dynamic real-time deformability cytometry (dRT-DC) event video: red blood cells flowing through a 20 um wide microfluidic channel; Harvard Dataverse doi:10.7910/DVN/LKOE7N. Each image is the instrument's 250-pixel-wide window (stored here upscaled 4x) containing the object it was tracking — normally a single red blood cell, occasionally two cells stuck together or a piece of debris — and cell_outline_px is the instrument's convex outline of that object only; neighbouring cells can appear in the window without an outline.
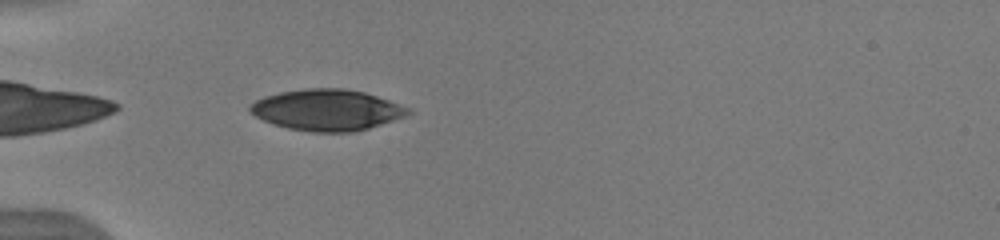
{"species": "human", "species_latin": "Homo sapiens", "temperature_condition": "warm", "stored_images_in_passage": 37, "camera_frame_rate_fps": 3000, "um_per_image_px": 0.085, "donor": {"sex": "male"}, "frame": {"image": 1, "passage_image": 2, "time_ms": 0.333, "image_size_px": [1000, 240], "cell_outline_px": [[412, 112], [404, 116], [356, 132], [308, 132], [288, 128], [272, 124], [248, 112], [248, 104], [264, 96], [280, 92], [304, 88], [344, 88], [364, 92], [388, 100], [408, 108]], "centroid_in_image_um": [27.72, 9.34], "position_along_channel_um": 57.3, "area_um2": 37.86}}
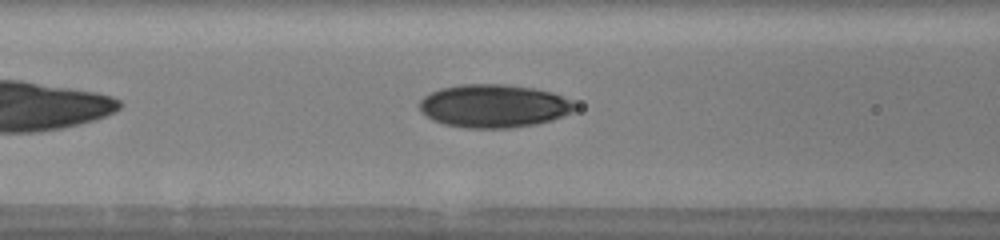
{"frame": {"image": 2, "passage_image": 8, "time_ms": 2.333, "image_size_px": [1000, 240], "cell_outline_px": [[576, 108], [572, 112], [552, 120], [536, 124], [508, 128], [464, 128], [444, 124], [432, 120], [420, 108], [420, 100], [424, 96], [440, 88], [460, 84], [504, 84], [532, 88], [552, 92], [572, 100], [576, 104]], "centroid_in_image_um": [41.99, 9.01], "position_along_channel_um": 124.6, "area_um2": 39.07}}
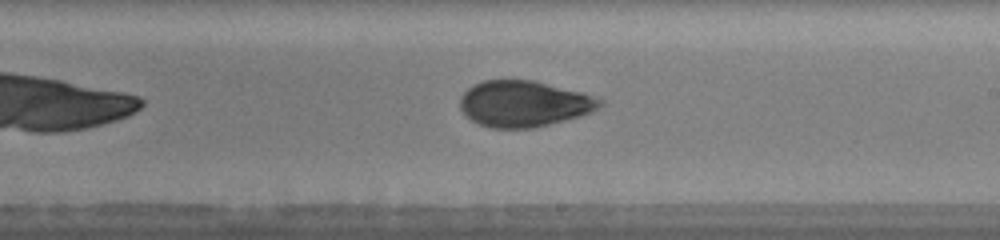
{"frame": {"image": 3, "passage_image": 17, "time_ms": 5.333, "image_size_px": [1000, 240], "cell_outline_px": [[604, 104], [592, 112], [580, 116], [532, 128], [492, 128], [480, 124], [472, 120], [460, 108], [460, 96], [472, 84], [484, 80], [532, 80], [580, 92], [604, 100]], "centroid_in_image_um": [44.52, 8.81], "position_along_channel_um": 244.5, "area_um2": 37.28}, "authors_computed_cell_mechanics": {"area_um2": 37.281, "velocity_mm_per_s": 3.9972, "shape_relaxation_time_tau1_ms": 4.2671, "shape_relaxation_time_tau2_ms": 1.9691, "deformation_change_tau1": 0.1515, "deformation_change_tau2": 0.0573}}